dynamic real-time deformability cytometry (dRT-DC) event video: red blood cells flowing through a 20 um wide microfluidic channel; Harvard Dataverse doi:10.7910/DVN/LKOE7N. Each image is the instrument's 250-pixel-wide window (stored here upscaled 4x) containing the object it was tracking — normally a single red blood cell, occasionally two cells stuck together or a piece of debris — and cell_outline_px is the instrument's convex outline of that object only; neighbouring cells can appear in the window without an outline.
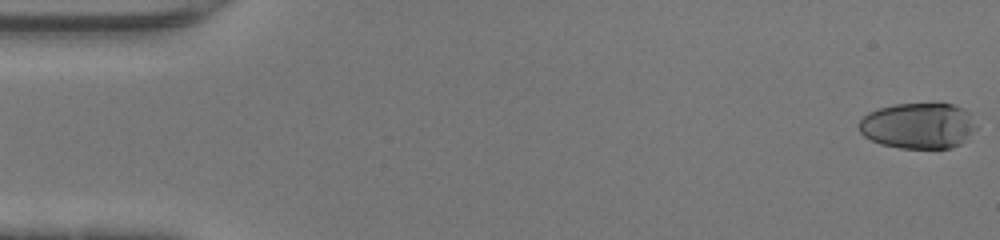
{"species": "human", "species_latin": "Homo sapiens", "temperature_condition": "warm", "stored_images_in_passage": 47, "camera_frame_rate_fps": 3000, "um_per_image_px": 0.085, "donor": {"sex": "female"}, "frame": {"image": 1, "passage_image": 1, "time_ms": 0.0, "image_size_px": [1000, 240], "cell_outline_px": [[976, 128], [960, 144], [952, 148], [900, 148], [880, 144], [864, 136], [860, 132], [856, 124], [868, 112], [880, 108], [896, 104], [936, 100], [940, 100], [964, 108], [972, 112], [976, 124]], "centroid_in_image_um": [78.08, 10.63], "position_along_channel_um": 6.9, "area_um2": 32.43}}
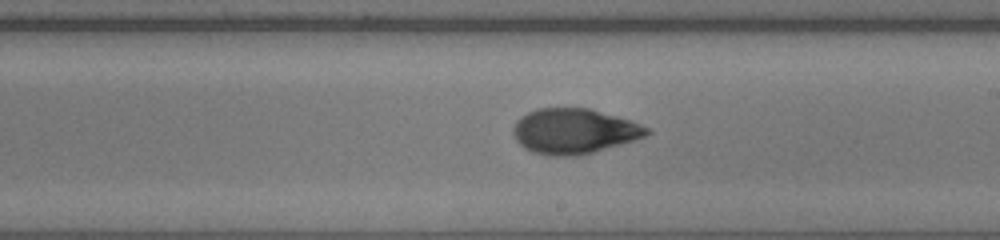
{"frame": {"image": 2, "passage_image": 27, "time_ms": 8.667, "image_size_px": [1000, 240], "cell_outline_px": [[652, 132], [644, 136], [620, 144], [580, 156], [552, 156], [532, 152], [524, 148], [516, 140], [512, 132], [512, 128], [516, 120], [520, 116], [536, 108], [588, 108], [616, 116], [640, 124], [648, 128]], "centroid_in_image_um": [48.73, 11.15], "position_along_channel_um": 240.3, "area_um2": 35.08}}
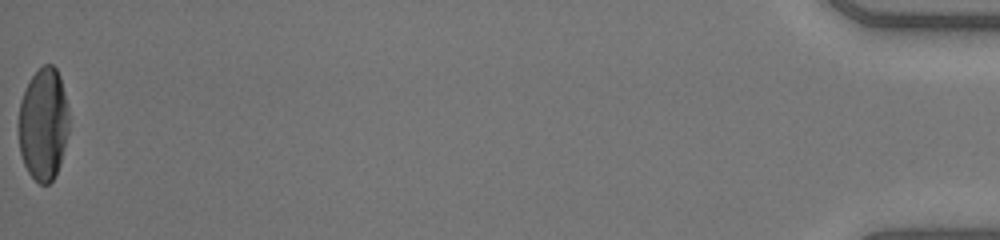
{"frame": {"image": 3, "passage_image": 47, "time_ms": 15.333, "image_size_px": [1000, 240], "cell_outline_px": [[68, 132], [60, 164], [52, 180], [48, 184], [40, 184], [28, 172], [24, 164], [20, 152], [20, 100], [32, 76], [44, 64], [52, 64], [56, 68], [60, 76], [64, 92], [68, 112]], "centroid_in_image_um": [3.7, 10.55], "position_along_channel_um": 431.5, "area_um2": 32.48}, "authors_computed_cell_mechanics": {"area_um2": 34.391, "velocity_mm_per_s": 4.4924, "shape_relaxation_time_tau1_ms": 7.989, "shape_relaxation_time_tau2_ms": 1.7276, "deformation_change_tau1": 0.3432, "deformation_change_tau2": 0.0498}}